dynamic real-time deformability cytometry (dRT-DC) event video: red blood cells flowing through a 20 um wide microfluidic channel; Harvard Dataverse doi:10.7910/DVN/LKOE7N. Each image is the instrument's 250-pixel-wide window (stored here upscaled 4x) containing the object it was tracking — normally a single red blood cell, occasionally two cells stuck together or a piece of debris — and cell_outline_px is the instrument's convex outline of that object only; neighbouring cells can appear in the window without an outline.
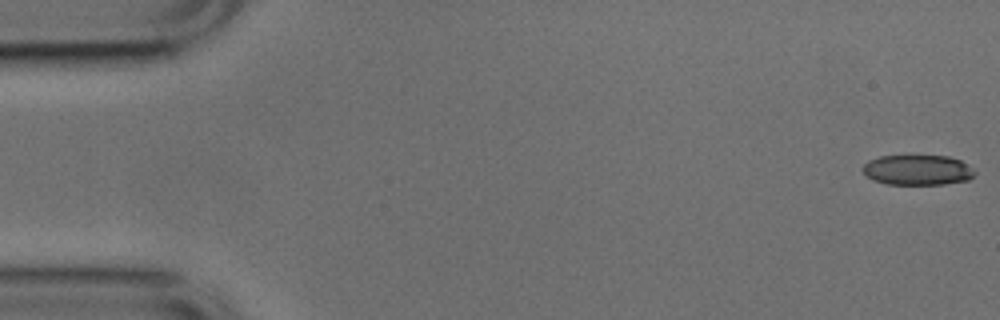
{"species": "common noctule bat (a hibernating species)", "species_latin": "Nyctalus noctula", "temperature_condition": "cold", "stored_images_in_passage": 52, "camera_frame_rate_fps": 3000, "um_per_image_px": 0.085, "animal": {"sex": "male", "body_mass_g": 17.9, "forearm_length_mm": 54.2}, "frame": {"image": 1, "passage_image": 1, "time_ms": 0.0, "image_size_px": [1000, 320], "cell_outline_px": [[976, 172], [968, 180], [944, 184], [888, 184], [872, 180], [864, 172], [864, 164], [868, 160], [880, 156], [948, 156], [960, 160], [972, 168]], "centroid_in_image_um": [78.0, 14.45], "position_along_channel_um": 7.0, "area_um2": 19.54}}
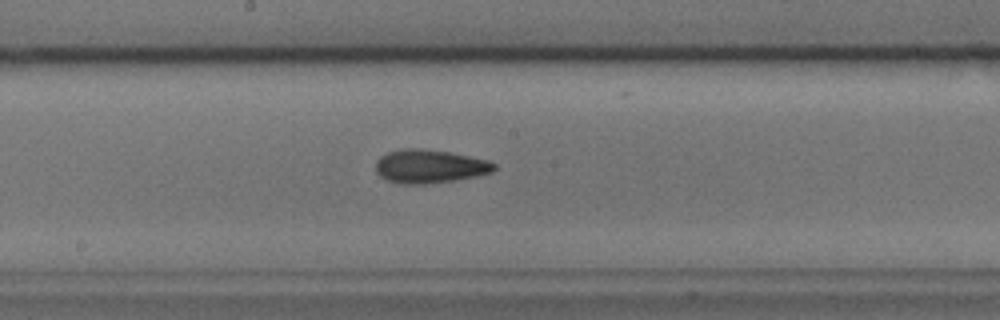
{"frame": {"image": 2, "passage_image": 27, "time_ms": 8.667, "image_size_px": [1000, 320], "cell_outline_px": [[496, 168], [492, 172], [476, 176], [452, 180], [424, 184], [400, 184], [388, 180], [380, 176], [376, 172], [376, 160], [380, 156], [388, 152], [404, 148], [420, 148], [448, 152], [488, 160], [496, 164]], "centroid_in_image_um": [36.49, 14.13], "position_along_channel_um": 211.7, "area_um2": 23.0}}
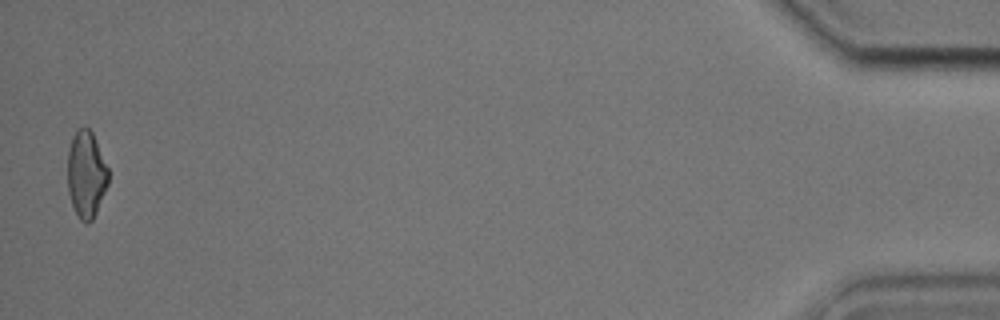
{"frame": {"image": 3, "passage_image": 51, "time_ms": 16.667, "image_size_px": [1000, 320], "cell_outline_px": [[108, 184], [96, 212], [92, 220], [88, 224], [84, 224], [80, 220], [72, 204], [68, 192], [68, 152], [72, 136], [80, 128], [88, 128], [92, 132], [108, 168]], "centroid_in_image_um": [7.32, 14.85], "position_along_channel_um": 427.9, "area_um2": 20.4}, "authors_computed_cell_mechanics": {"area_um2": 21.7328, "velocity_mm_per_s": 3.862, "shape_relaxation_time_tau1_ms": 3.4235, "shape_relaxation_time_tau2_ms": 3.5871, "deformation_change_tau1": 0.1153, "deformation_change_tau2": 0.1041}}